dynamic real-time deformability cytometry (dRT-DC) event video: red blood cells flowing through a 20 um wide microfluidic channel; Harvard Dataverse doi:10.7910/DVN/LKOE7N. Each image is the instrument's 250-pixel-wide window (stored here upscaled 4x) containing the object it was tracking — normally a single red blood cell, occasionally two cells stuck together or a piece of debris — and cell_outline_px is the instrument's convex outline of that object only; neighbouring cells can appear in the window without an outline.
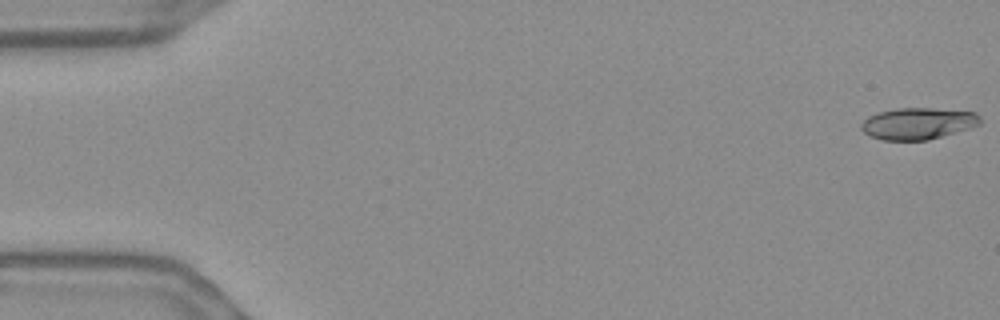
{"species": "Egyptian fruit bat (a non-hibernating species)", "species_latin": "Rousettus aegyptiacus", "temperature_condition": "warm", "stored_images_in_passage": 56, "camera_frame_rate_fps": 3000, "um_per_image_px": 0.085, "frame": {"image": 1, "passage_image": 1, "time_ms": 0.0, "image_size_px": [1000, 320], "cell_outline_px": [[980, 124], [972, 128], [928, 140], [880, 140], [868, 136], [860, 128], [860, 124], [868, 116], [880, 112], [896, 108], [932, 108], [976, 112], [980, 116]], "centroid_in_image_um": [78.02, 10.5], "position_along_channel_um": 7.0, "area_um2": 22.14}}
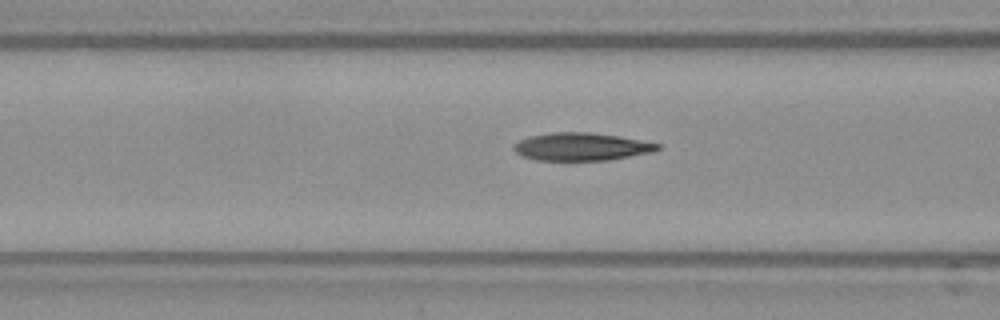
{"frame": {"image": 2, "passage_image": 22, "time_ms": 7.0, "image_size_px": [1000, 320], "cell_outline_px": [[660, 148], [652, 152], [608, 160], [536, 160], [520, 156], [512, 148], [520, 140], [528, 136], [552, 132], [588, 132], [620, 136], [660, 144]], "centroid_in_image_um": [49.39, 12.46], "position_along_channel_um": 117.2, "area_um2": 23.24}}
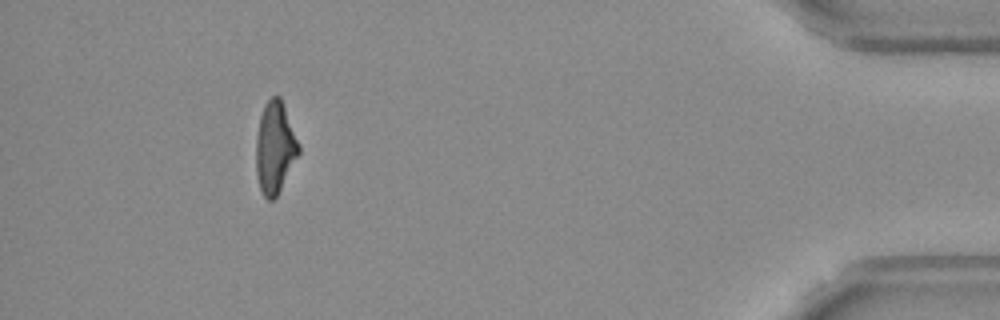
{"frame": {"image": 3, "passage_image": 51, "time_ms": 16.667, "image_size_px": [1000, 320], "cell_outline_px": [[300, 152], [276, 196], [272, 200], [268, 200], [264, 196], [260, 188], [256, 172], [256, 136], [260, 116], [264, 104], [272, 96], [280, 96], [300, 144]], "centroid_in_image_um": [23.37, 12.52], "position_along_channel_um": 411.8, "area_um2": 22.66}, "authors_computed_cell_mechanics": {"area_um2": 23.2067, "velocity_mm_per_s": 3.6815, "shape_relaxation_time_tau1_ms": 6.9279, "shape_relaxation_time_tau2_ms": 2.3401, "deformation_change_tau1": 0.2083, "deformation_change_tau2": 0.1181}}